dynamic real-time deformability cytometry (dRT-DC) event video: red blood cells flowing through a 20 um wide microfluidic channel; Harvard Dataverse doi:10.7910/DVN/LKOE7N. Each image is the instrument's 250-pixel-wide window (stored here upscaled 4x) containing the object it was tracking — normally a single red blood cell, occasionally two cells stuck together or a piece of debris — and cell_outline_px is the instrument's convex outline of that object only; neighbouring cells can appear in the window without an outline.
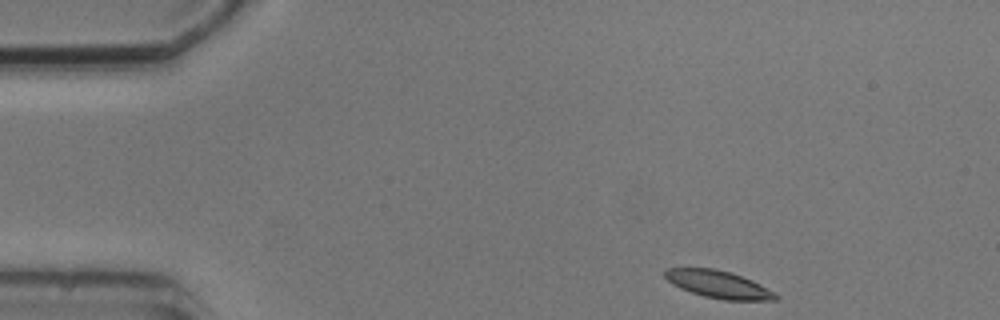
{"species": "common noctule bat (a hibernating species)", "species_latin": "Nyctalus noctula", "temperature_condition": "cold", "stored_images_in_passage": 3, "camera_frame_rate_fps": 3000, "um_per_image_px": 0.085, "animal": {"sex": "male", "body_mass_g": 20.5, "forearm_length_mm": 52.5}, "frame": {"image": 1, "passage_image": 1, "time_ms": 0.0, "image_size_px": [1000, 320], "cell_outline_px": [[780, 296], [776, 300], [724, 300], [704, 296], [680, 288], [672, 284], [664, 276], [664, 268], [712, 268], [732, 272], [752, 280], [760, 284]], "centroid_in_image_um": [61.06, 24.16], "position_along_channel_um": 23.9, "area_um2": 17.69}}
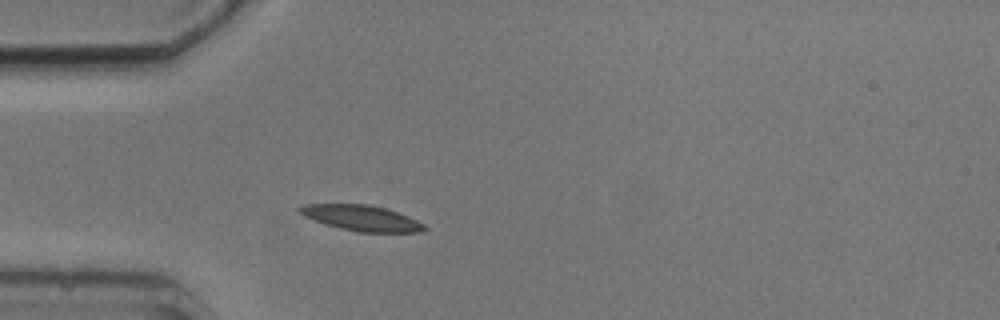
{"frame": {"image": 2, "passage_image": 3, "time_ms": 2.667, "image_size_px": [1000, 320], "cell_outline_px": [[428, 228], [420, 232], [360, 232], [340, 228], [324, 224], [304, 216], [296, 212], [296, 208], [304, 204], [368, 204], [384, 208], [408, 216], [424, 224]], "centroid_in_image_um": [30.68, 18.53], "position_along_channel_um": 54.3, "area_um2": 18.61}}